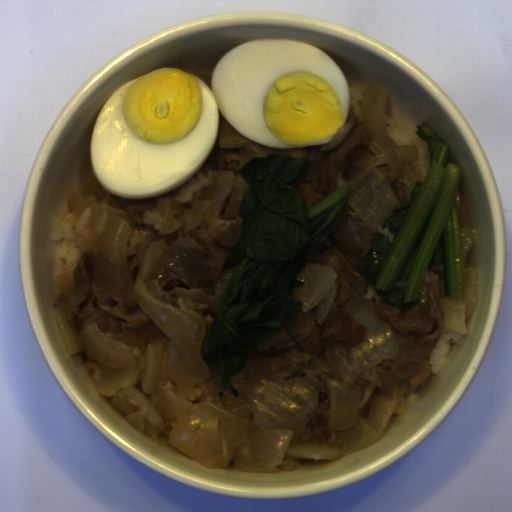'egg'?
Returning a JSON list of instances; mask_svg holds the SVG:
<instances>
[{"label":"egg","instance_id":"d2b9013d","mask_svg":"<svg viewBox=\"0 0 512 512\" xmlns=\"http://www.w3.org/2000/svg\"><path fill=\"white\" fill-rule=\"evenodd\" d=\"M210 84L176 66L118 87L92 126L97 183L139 201L179 189L210 159L221 116L252 142L292 150L330 143L351 111V85L339 64L288 38L234 47L214 66Z\"/></svg>","mask_w":512,"mask_h":512}]
</instances>
